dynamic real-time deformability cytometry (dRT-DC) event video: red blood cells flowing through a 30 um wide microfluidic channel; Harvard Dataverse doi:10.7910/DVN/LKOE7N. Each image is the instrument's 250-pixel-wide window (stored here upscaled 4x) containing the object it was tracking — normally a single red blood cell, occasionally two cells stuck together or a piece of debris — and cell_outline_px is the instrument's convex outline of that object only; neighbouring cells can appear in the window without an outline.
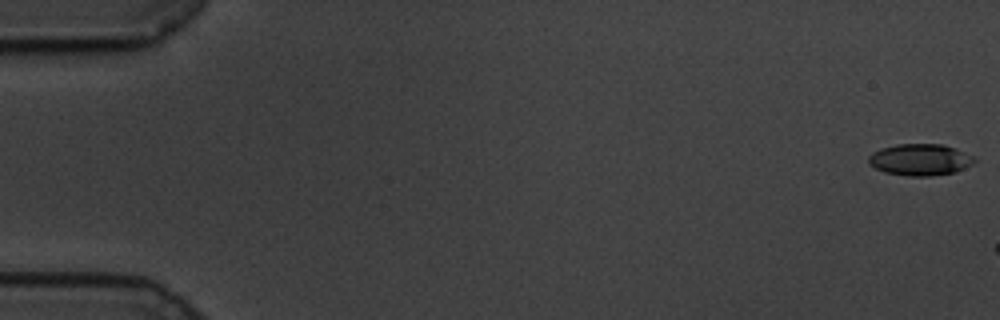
{"species": "common noctule bat (a hibernating species)", "species_latin": "Nyctalus noctula", "temperature_condition": "cold", "stored_images_in_passage": 7, "camera_frame_rate_fps": 3000, "um_per_image_px": 0.085, "animal": {"sex": "male", "body_mass_g": 19.5, "forearm_length_mm": 54.6}, "frame": {"image": 1, "passage_image": 1, "time_ms": 0.0, "image_size_px": [1000, 320], "cell_outline_px": [[976, 160], [972, 164], [956, 172], [928, 176], [908, 176], [884, 172], [868, 164], [868, 156], [872, 152], [880, 148], [896, 144], [940, 144], [956, 148], [976, 156]], "centroid_in_image_um": [78.21, 13.56], "position_along_channel_um": 6.8, "area_um2": 19.71}}